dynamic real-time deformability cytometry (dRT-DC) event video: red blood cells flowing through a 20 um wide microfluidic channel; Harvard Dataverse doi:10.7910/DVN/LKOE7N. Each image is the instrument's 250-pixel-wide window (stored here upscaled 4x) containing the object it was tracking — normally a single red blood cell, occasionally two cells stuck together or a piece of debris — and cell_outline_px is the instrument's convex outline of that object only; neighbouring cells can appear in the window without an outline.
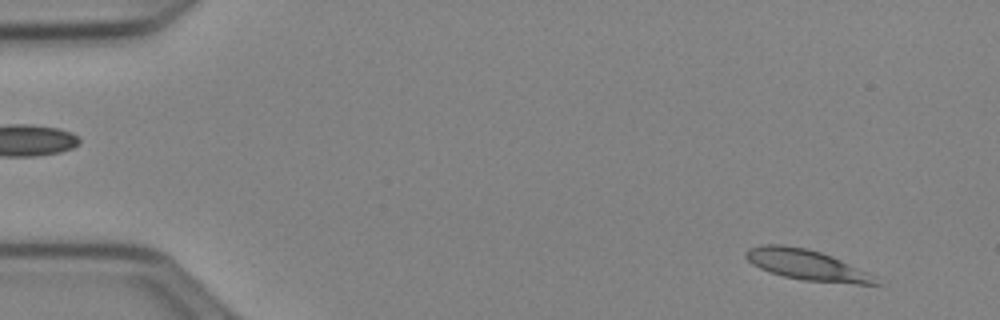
{"species": "Egyptian fruit bat (a non-hibernating species)", "species_latin": "Rousettus aegyptiacus", "temperature_condition": "cold", "stored_images_in_passage": 52, "camera_frame_rate_fps": 3000, "um_per_image_px": 0.085, "animal": {"sex": "female"}, "frame": {"image": 1, "passage_image": 4, "time_ms": 1.0, "image_size_px": [1000, 320], "cell_outline_px": [[884, 284], [856, 284], [804, 280], [784, 276], [760, 268], [752, 264], [744, 256], [744, 252], [748, 248], [764, 244], [780, 244], [808, 248], [832, 256], [876, 276]], "centroid_in_image_um": [68.58, 22.51], "position_along_channel_um": 16.4, "area_um2": 23.06}}
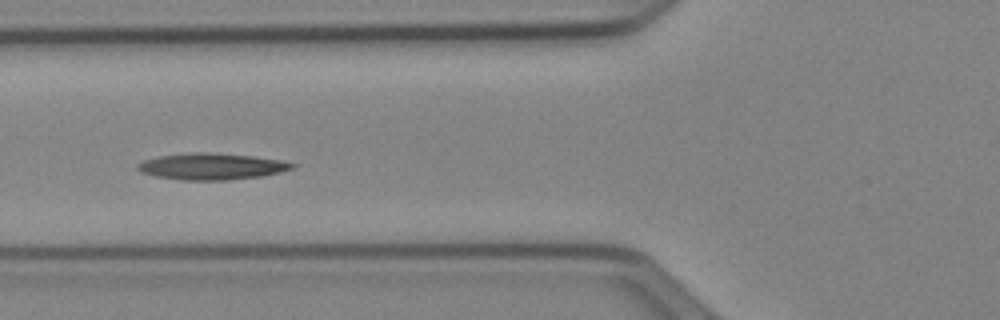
{"frame": {"image": 2, "passage_image": 20, "time_ms": 6.333, "image_size_px": [1000, 320], "cell_outline_px": [[296, 168], [264, 176], [228, 180], [184, 180], [156, 176], [140, 172], [136, 168], [136, 164], [144, 160], [160, 156], [192, 152], [208, 152], [252, 156], [280, 160], [296, 164]], "centroid_in_image_um": [18.0, 14.15], "position_along_channel_um": 107.8, "area_um2": 23.87}}
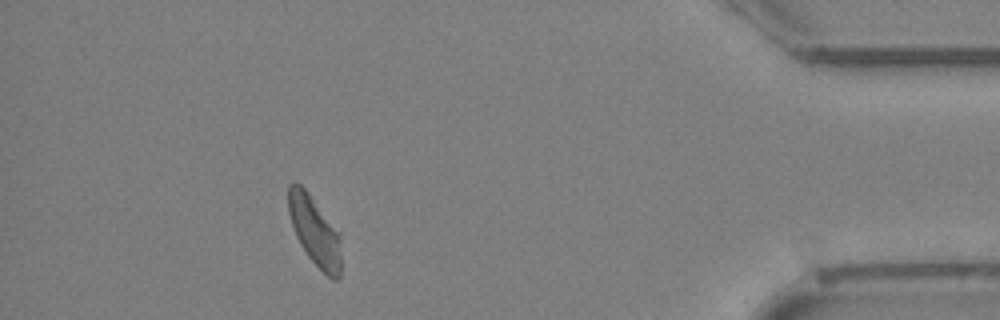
{"frame": {"image": 3, "passage_image": 47, "time_ms": 15.333, "image_size_px": [1000, 320], "cell_outline_px": [[340, 276], [336, 280], [332, 280], [308, 256], [300, 244], [296, 236], [288, 212], [288, 184], [300, 184], [308, 192], [340, 232]], "centroid_in_image_um": [26.75, 19.63], "position_along_channel_um": 408.4, "area_um2": 21.1}, "authors_computed_cell_mechanics": {"area_um2": 22.1952, "velocity_mm_per_s": 3.8843, "shape_relaxation_time_tau1_ms": null, "shape_relaxation_time_tau2_ms": 3.0833, "deformation_change_tau1": null, "deformation_change_tau2": 0.1027}}